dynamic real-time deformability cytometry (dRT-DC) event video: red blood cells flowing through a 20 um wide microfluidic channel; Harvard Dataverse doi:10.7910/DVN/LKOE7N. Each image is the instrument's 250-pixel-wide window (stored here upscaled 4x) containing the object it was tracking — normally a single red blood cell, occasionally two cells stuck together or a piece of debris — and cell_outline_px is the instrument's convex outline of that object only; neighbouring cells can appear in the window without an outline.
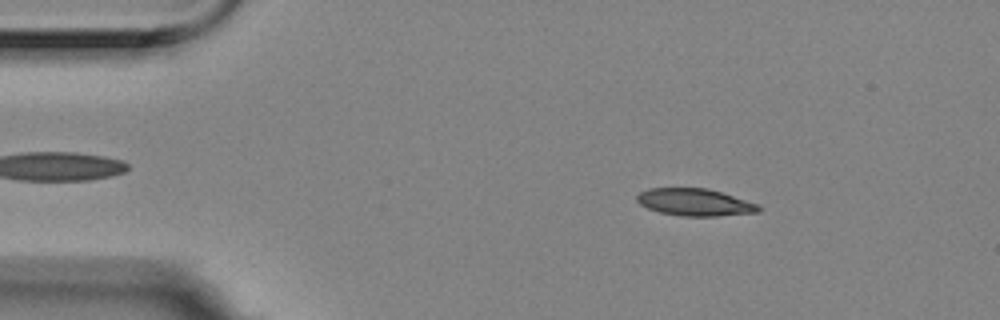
{"species": "Egyptian fruit bat (a non-hibernating species)", "species_latin": "Rousettus aegyptiacus", "temperature_condition": "room temperature", "stored_images_in_passage": 56, "camera_frame_rate_fps": 3000, "um_per_image_px": 0.085, "animal": {"sex": "female"}, "frame": {"image": 1, "passage_image": 8, "time_ms": 2.333, "image_size_px": [1000, 320], "cell_outline_px": [[760, 212], [716, 216], [680, 216], [660, 212], [648, 208], [640, 204], [636, 200], [636, 196], [640, 192], [648, 188], [708, 188], [760, 204]], "centroid_in_image_um": [59.07, 17.19], "position_along_channel_um": 25.9, "area_um2": 19.36}}
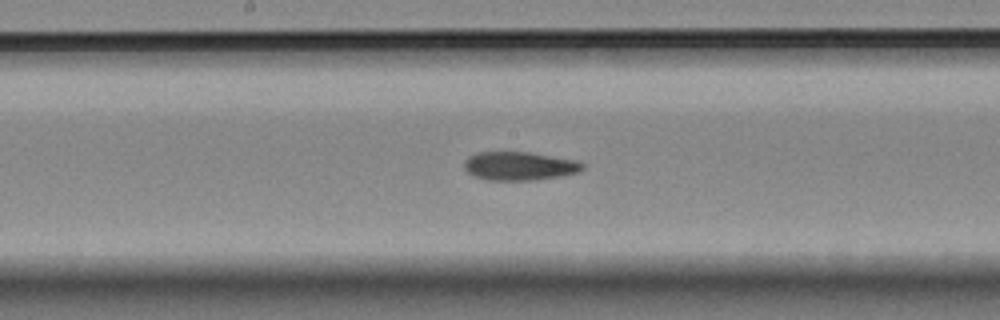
{"frame": {"image": 2, "passage_image": 28, "time_ms": 9.0, "image_size_px": [1000, 320], "cell_outline_px": [[584, 168], [580, 172], [560, 176], [536, 180], [484, 180], [472, 176], [464, 168], [464, 160], [468, 156], [480, 152], [528, 152], [576, 160], [584, 164]], "centroid_in_image_um": [44.13, 14.12], "position_along_channel_um": 204.1, "area_um2": 19.83}}
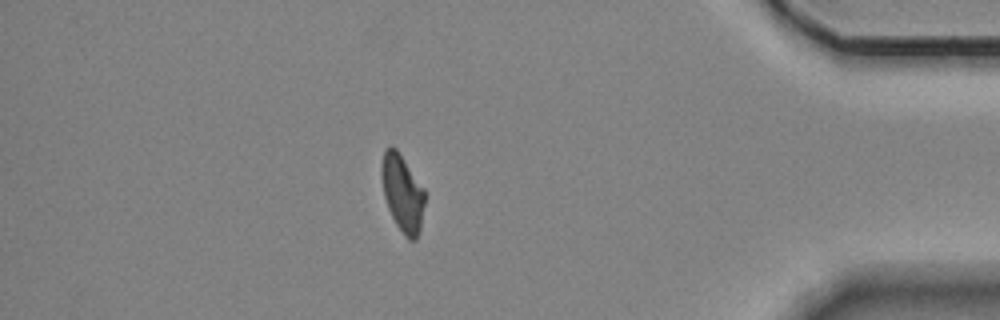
{"frame": {"image": 3, "passage_image": 48, "time_ms": 15.667, "image_size_px": [1000, 320], "cell_outline_px": [[424, 204], [420, 228], [416, 240], [408, 240], [404, 236], [396, 224], [388, 208], [384, 196], [380, 172], [380, 168], [384, 148], [392, 144], [396, 148], [424, 188]], "centroid_in_image_um": [34.18, 16.38], "position_along_channel_um": 401.0, "area_um2": 19.48}, "authors_computed_cell_mechanics": {"area_um2": 19.7676, "velocity_mm_per_s": 3.5436, "shape_relaxation_time_tau1_ms": null, "shape_relaxation_time_tau2_ms": 7.869, "deformation_change_tau1": null, "deformation_change_tau2": 0.1521}}